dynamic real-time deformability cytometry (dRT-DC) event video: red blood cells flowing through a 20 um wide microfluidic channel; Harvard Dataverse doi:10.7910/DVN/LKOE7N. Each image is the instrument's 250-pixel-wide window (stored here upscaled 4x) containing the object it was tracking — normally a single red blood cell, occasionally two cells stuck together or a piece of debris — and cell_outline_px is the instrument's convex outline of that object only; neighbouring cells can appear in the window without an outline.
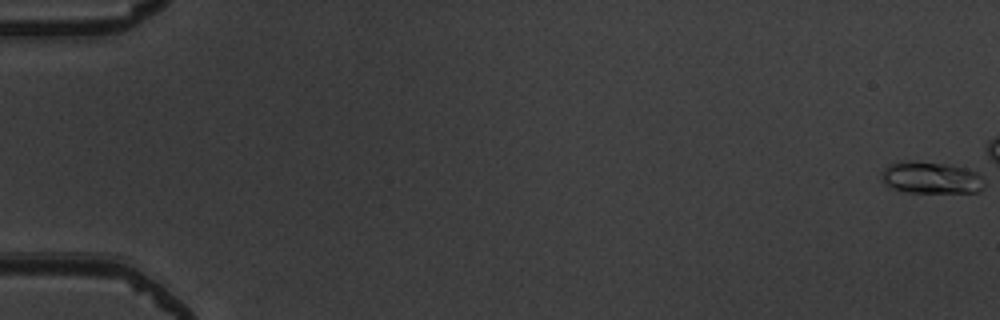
{"species": "common noctule bat (a hibernating species)", "species_latin": "Nyctalus noctula", "temperature_condition": "warm", "stored_images_in_passage": 44, "camera_frame_rate_fps": 3000, "um_per_image_px": 0.085, "animal": {"sex": "male", "body_mass_g": 19.5, "forearm_length_mm": 54.6}, "frame": {"image": 1, "passage_image": 1, "time_ms": 0.0, "image_size_px": [1000, 320], "cell_outline_px": [[984, 188], [976, 192], [908, 192], [892, 188], [884, 180], [880, 172], [888, 164], [948, 164], [984, 172]], "centroid_in_image_um": [79.29, 15.14], "position_along_channel_um": 5.7, "area_um2": 18.5}}
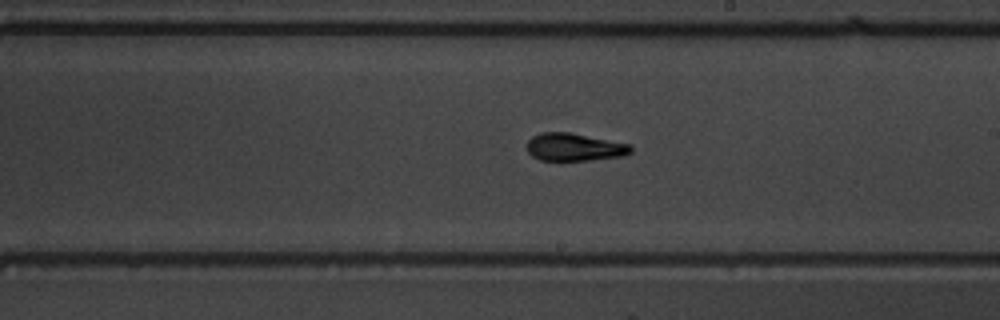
{"frame": {"image": 2, "passage_image": 32, "time_ms": 10.333, "image_size_px": [1000, 320], "cell_outline_px": [[632, 152], [624, 156], [560, 164], [540, 160], [532, 156], [524, 148], [528, 140], [532, 136], [540, 132], [568, 132], [632, 144]], "centroid_in_image_um": [48.77, 12.55], "position_along_channel_um": 240.2, "area_um2": 17.8}}
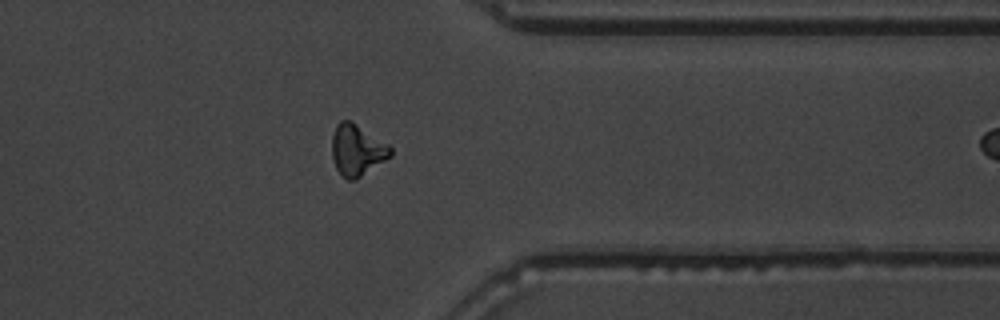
{"frame": {"image": 3, "passage_image": 43, "time_ms": 14.0, "image_size_px": [1000, 320], "cell_outline_px": [[392, 156], [356, 180], [348, 180], [336, 168], [332, 156], [332, 136], [336, 124], [340, 120], [348, 120], [388, 144], [392, 148]], "centroid_in_image_um": [30.35, 12.77], "position_along_channel_um": 381.1, "area_um2": 17.28}}